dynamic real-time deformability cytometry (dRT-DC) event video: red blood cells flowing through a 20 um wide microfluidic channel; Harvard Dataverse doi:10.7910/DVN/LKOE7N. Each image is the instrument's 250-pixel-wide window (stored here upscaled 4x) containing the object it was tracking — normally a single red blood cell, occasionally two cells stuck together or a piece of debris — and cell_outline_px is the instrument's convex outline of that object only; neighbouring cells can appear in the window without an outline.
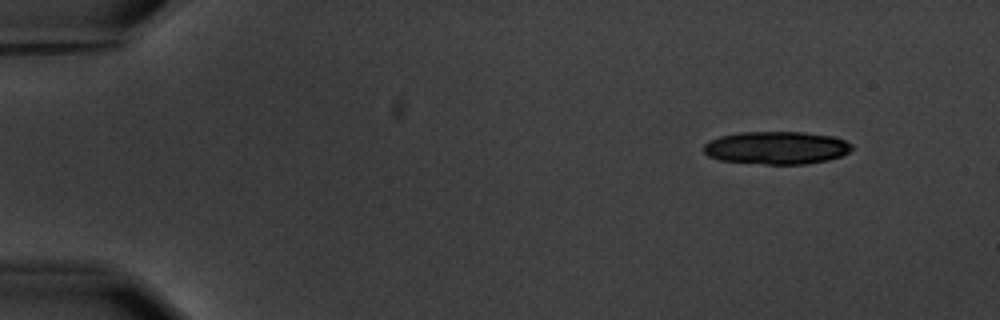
{"species": "common noctule bat (a hibernating species)", "species_latin": "Nyctalus noctula", "temperature_condition": "warm", "stored_images_in_passage": 2, "camera_frame_rate_fps": 3000, "um_per_image_px": 0.085, "animal": {"sex": "male", "body_mass_g": 20.1, "forearm_length_mm": 53.5}, "frame": {"image": 1, "passage_image": 1, "time_ms": 0.0, "image_size_px": [1000, 320], "cell_outline_px": [[852, 148], [848, 152], [840, 156], [828, 160], [804, 164], [764, 164], [720, 160], [708, 156], [704, 152], [704, 144], [708, 140], [720, 136], [740, 132], [804, 132], [836, 136], [852, 144]], "centroid_in_image_um": [66.0, 12.55], "position_along_channel_um": 19.0, "area_um2": 28.44}}